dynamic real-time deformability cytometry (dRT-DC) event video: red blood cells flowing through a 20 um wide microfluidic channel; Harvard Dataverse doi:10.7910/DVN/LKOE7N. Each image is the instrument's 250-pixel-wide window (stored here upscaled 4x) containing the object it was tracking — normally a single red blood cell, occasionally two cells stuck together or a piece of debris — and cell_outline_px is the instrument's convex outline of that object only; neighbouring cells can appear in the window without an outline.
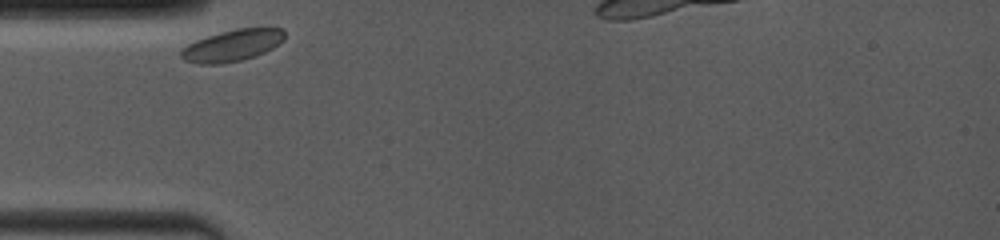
{"species": "common noctule bat (a hibernating species)", "species_latin": "Nyctalus noctula", "temperature_condition": "room temperature", "stored_images_in_passage": 37, "camera_frame_rate_fps": 4000, "um_per_image_px": 0.085, "animal": {"sex": "female", "body_mass_g": 19.0, "forearm_length_mm": 53.3}, "frame": {"image": 1, "passage_image": 1, "time_ms": 0.0, "image_size_px": [1000, 240], "cell_outline_px": [[284, 40], [272, 48], [264, 52], [240, 60], [220, 64], [200, 64], [184, 60], [180, 56], [180, 52], [188, 44], [196, 40], [220, 32], [236, 28], [284, 28]], "centroid_in_image_um": [19.74, 3.86], "position_along_channel_um": 65.3, "area_um2": 18.84}}
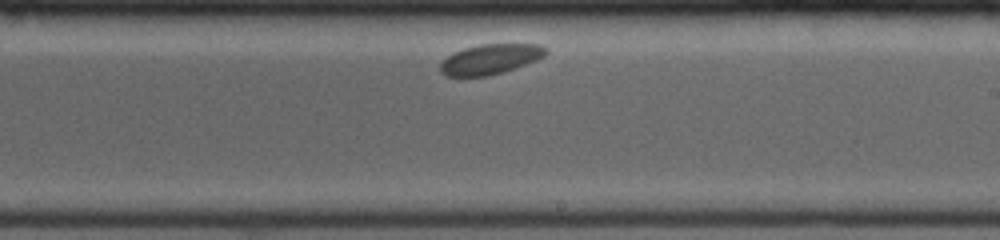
{"frame": {"image": 2, "passage_image": 21, "time_ms": 5.25, "image_size_px": [1000, 240], "cell_outline_px": [[548, 52], [544, 56], [536, 60], [504, 72], [488, 76], [448, 76], [440, 72], [440, 64], [448, 56], [464, 48], [480, 44], [540, 44], [548, 48]], "centroid_in_image_um": [41.71, 5.02], "position_along_channel_um": 247.3, "area_um2": 18.44}}
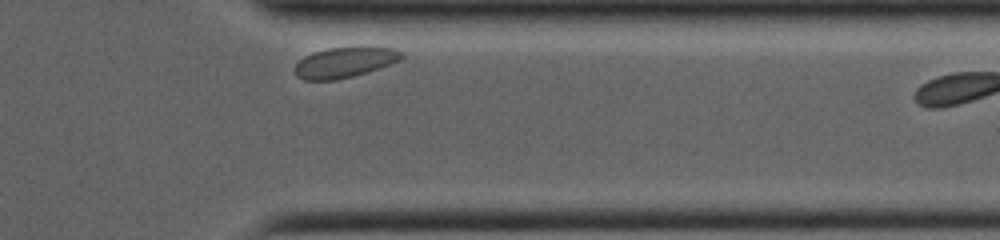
{"frame": {"image": 3, "passage_image": 36, "time_ms": 9.0, "image_size_px": [1000, 240], "cell_outline_px": [[404, 56], [400, 60], [352, 76], [336, 80], [304, 80], [296, 76], [292, 68], [304, 56], [312, 52], [328, 48], [360, 44], [368, 44], [396, 48]], "centroid_in_image_um": [29.29, 5.24], "position_along_channel_um": 382.1, "area_um2": 19.59}}